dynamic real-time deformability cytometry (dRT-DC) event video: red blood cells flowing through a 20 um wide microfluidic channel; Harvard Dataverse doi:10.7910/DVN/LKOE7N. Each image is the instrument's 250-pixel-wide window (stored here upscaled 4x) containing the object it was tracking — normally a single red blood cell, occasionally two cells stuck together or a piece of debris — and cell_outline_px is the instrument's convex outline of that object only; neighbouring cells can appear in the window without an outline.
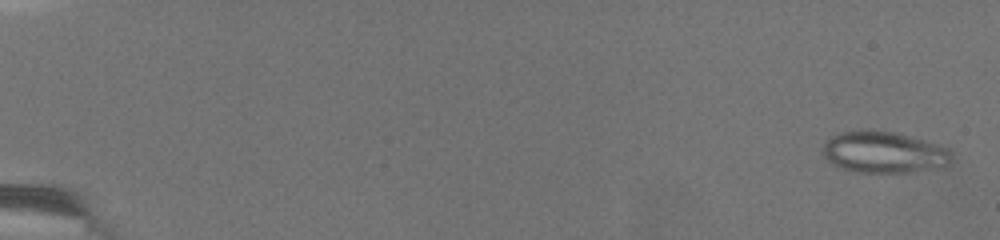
{"species": "common noctule bat (a hibernating species)", "species_latin": "Nyctalus noctula", "temperature_condition": "warm", "stored_images_in_passage": 21, "camera_frame_rate_fps": 3000, "um_per_image_px": 0.085, "animal": {"sex": "female", "body_mass_g": 19.5, "forearm_length_mm": 54.1}, "frame": {"image": 1, "passage_image": 1, "time_ms": 0.0, "image_size_px": [1000, 240], "cell_outline_px": [[948, 164], [904, 172], [860, 172], [840, 168], [828, 160], [824, 156], [824, 144], [832, 136], [840, 132], [868, 128], [896, 132], [944, 148], [948, 152]], "centroid_in_image_um": [74.98, 12.91], "position_along_channel_um": 10.0, "area_um2": 30.11}}
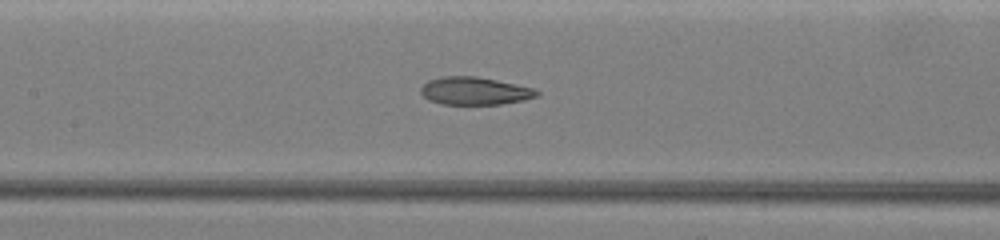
{"frame": {"image": 2, "passage_image": 21, "time_ms": 8.333, "image_size_px": [1000, 240], "cell_outline_px": [[540, 92], [536, 96], [524, 100], [500, 104], [440, 104], [428, 100], [420, 92], [420, 88], [428, 80], [444, 76], [476, 76], [496, 80], [532, 88]], "centroid_in_image_um": [40.3, 7.73], "position_along_channel_um": 167.1, "area_um2": 18.61}}